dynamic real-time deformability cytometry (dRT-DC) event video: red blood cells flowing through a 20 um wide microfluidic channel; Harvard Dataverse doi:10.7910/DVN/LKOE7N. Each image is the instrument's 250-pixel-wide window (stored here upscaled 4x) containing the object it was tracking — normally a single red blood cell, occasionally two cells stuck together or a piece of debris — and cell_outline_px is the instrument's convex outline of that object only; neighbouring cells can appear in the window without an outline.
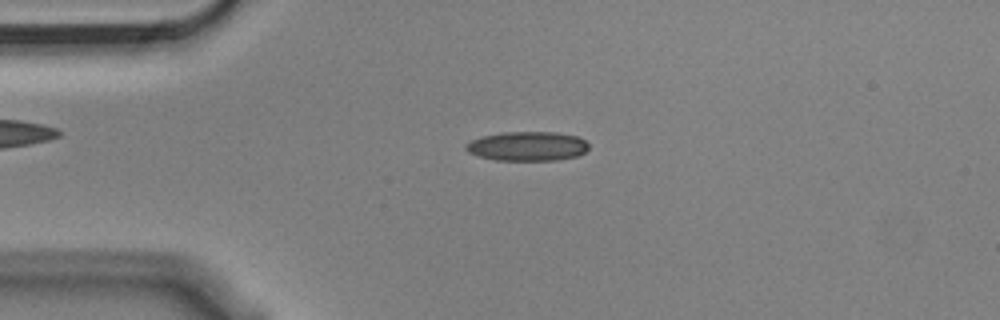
{"species": "Egyptian fruit bat (a non-hibernating species)", "species_latin": "Rousettus aegyptiacus", "temperature_condition": "cold", "stored_images_in_passage": 54, "camera_frame_rate_fps": 3000, "um_per_image_px": 0.085, "animal": {"sex": "male"}, "frame": {"image": 1, "passage_image": 12, "time_ms": 3.667, "image_size_px": [1000, 320], "cell_outline_px": [[588, 148], [584, 152], [576, 156], [556, 160], [496, 160], [476, 156], [468, 152], [464, 148], [464, 144], [480, 136], [504, 132], [556, 132], [576, 136], [584, 140], [588, 144]], "centroid_in_image_um": [44.77, 12.42], "position_along_channel_um": 40.2, "area_um2": 21.04}}
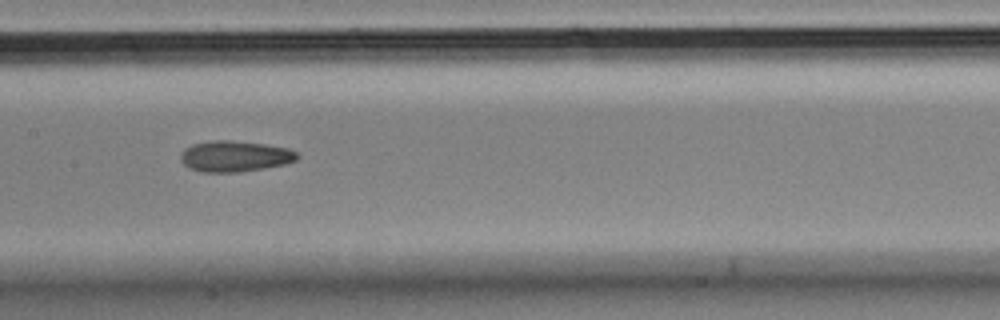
{"frame": {"image": 2, "passage_image": 26, "time_ms": 8.333, "image_size_px": [1000, 320], "cell_outline_px": [[300, 156], [296, 160], [284, 164], [264, 168], [240, 172], [200, 172], [184, 164], [180, 160], [180, 156], [184, 148], [192, 144], [212, 140], [228, 140], [264, 144], [288, 148], [296, 152]], "centroid_in_image_um": [19.95, 13.28], "position_along_channel_um": 187.5, "area_um2": 20.98}}
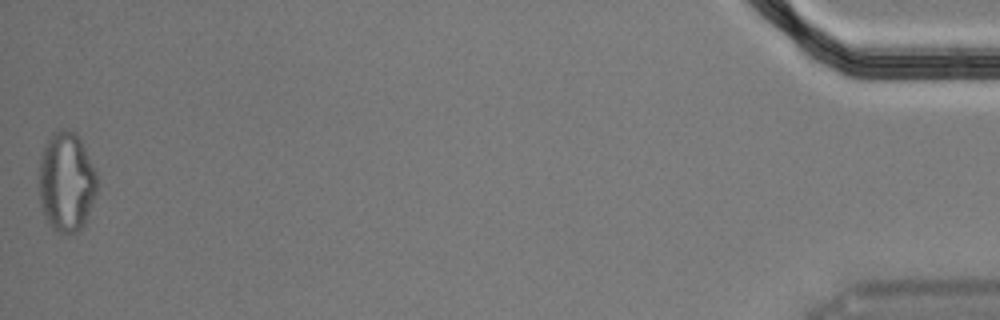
{"frame": {"image": 3, "passage_image": 54, "time_ms": 17.667, "image_size_px": [1000, 320], "cell_outline_px": [[96, 192], [84, 224], [76, 232], [56, 232], [48, 224], [44, 216], [40, 204], [40, 156], [52, 132], [60, 128], [68, 128], [76, 132], [96, 172]], "centroid_in_image_um": [5.62, 15.44], "position_along_channel_um": 429.6, "area_um2": 33.47}, "authors_computed_cell_mechanics": {"area_um2": 20.9814, "velocity_mm_per_s": 3.6353, "shape_relaxation_time_tau1_ms": null, "shape_relaxation_time_tau2_ms": 8.3578, "deformation_change_tau1": null, "deformation_change_tau2": 0.1714}}